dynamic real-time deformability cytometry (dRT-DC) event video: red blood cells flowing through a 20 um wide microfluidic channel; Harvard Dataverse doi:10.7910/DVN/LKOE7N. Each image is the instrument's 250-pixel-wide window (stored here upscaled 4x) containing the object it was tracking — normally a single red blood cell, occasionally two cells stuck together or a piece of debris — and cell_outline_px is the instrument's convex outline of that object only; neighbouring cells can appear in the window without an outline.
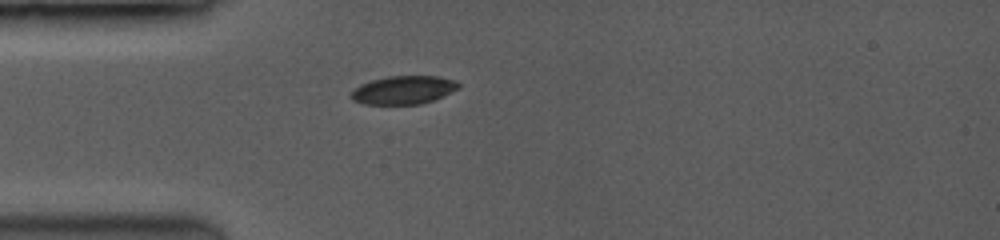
{"species": "common noctule bat (a hibernating species)", "species_latin": "Nyctalus noctula", "temperature_condition": "room temperature", "stored_images_in_passage": 20, "camera_frame_rate_fps": 3500, "um_per_image_px": 0.085, "animal": {"sex": "female", "body_mass_g": 19.0, "forearm_length_mm": 53.3}, "frame": {"image": 1, "passage_image": 1, "time_ms": 0.0, "image_size_px": [1000, 240], "cell_outline_px": [[460, 84], [456, 88], [432, 100], [420, 104], [364, 104], [352, 100], [352, 92], [360, 84], [372, 80], [388, 76], [436, 76], [452, 80]], "centroid_in_image_um": [34.23, 7.65], "position_along_channel_um": 50.8, "area_um2": 17.22}}
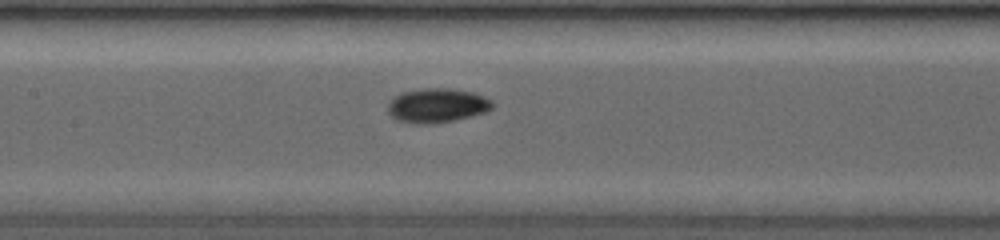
{"frame": {"image": 2, "passage_image": 12, "time_ms": 3.143, "image_size_px": [1000, 240], "cell_outline_px": [[492, 108], [484, 112], [452, 120], [424, 124], [396, 120], [388, 112], [388, 104], [396, 96], [404, 92], [424, 88], [448, 88], [468, 92], [480, 96], [488, 100], [492, 104]], "centroid_in_image_um": [37.08, 8.96], "position_along_channel_um": 170.3, "area_um2": 20.0}}
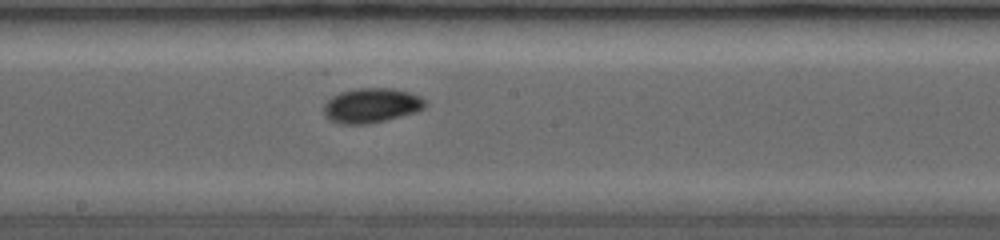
{"frame": {"image": 3, "passage_image": 16, "time_ms": 4.286, "image_size_px": [1000, 240], "cell_outline_px": [[424, 108], [412, 112], [384, 120], [368, 124], [340, 124], [332, 120], [324, 112], [324, 104], [332, 96], [356, 88], [388, 88], [408, 92], [424, 100]], "centroid_in_image_um": [31.52, 8.96], "position_along_channel_um": 216.7, "area_um2": 19.77}}